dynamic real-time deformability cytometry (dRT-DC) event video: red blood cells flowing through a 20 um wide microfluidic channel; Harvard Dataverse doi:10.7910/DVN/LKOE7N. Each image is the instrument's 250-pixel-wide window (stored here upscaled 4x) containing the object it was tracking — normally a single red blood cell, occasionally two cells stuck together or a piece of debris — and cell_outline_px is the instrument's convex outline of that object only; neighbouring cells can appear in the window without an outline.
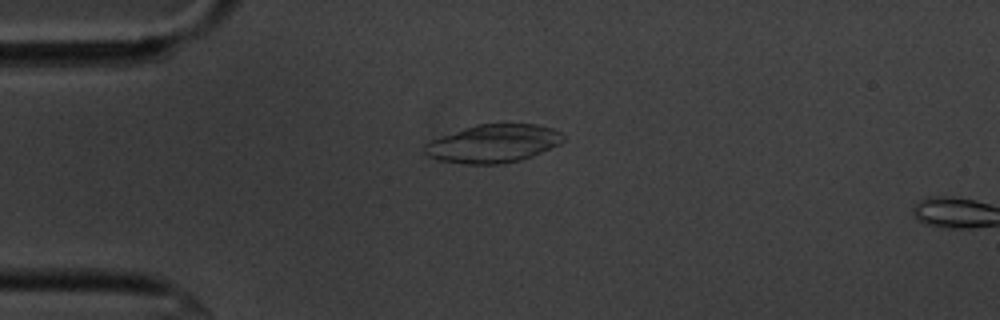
{"species": "common noctule bat (a hibernating species)", "species_latin": "Nyctalus noctula", "temperature_condition": "cold", "stored_images_in_passage": 5, "camera_frame_rate_fps": 3000, "um_per_image_px": 0.085, "animal": {"sex": "male", "body_mass_g": 20.1, "forearm_length_mm": 53.5}, "frame": {"image": 1, "passage_image": 3, "time_ms": 0.667, "image_size_px": [1000, 320], "cell_outline_px": [[564, 140], [560, 144], [532, 156], [520, 160], [500, 164], [464, 164], [436, 160], [428, 156], [424, 152], [424, 144], [432, 140], [464, 128], [476, 124], [536, 124], [552, 128], [560, 132], [564, 136]], "centroid_in_image_um": [41.92, 12.21], "position_along_channel_um": 43.1, "area_um2": 30.75}}